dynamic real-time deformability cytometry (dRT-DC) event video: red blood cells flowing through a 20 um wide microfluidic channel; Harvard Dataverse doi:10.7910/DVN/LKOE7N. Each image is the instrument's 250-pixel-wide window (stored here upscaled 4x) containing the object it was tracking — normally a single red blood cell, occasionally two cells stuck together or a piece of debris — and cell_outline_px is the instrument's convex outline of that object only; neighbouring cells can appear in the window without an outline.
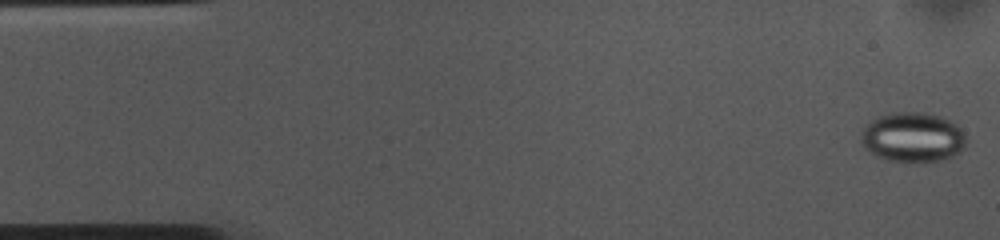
{"species": "common noctule bat (a hibernating species)", "species_latin": "Nyctalus noctula", "temperature_condition": "cold", "stored_images_in_passage": 53, "camera_frame_rate_fps": 3000, "um_per_image_px": 0.085, "animal": {"sex": "female", "body_mass_g": 10.0, "forearm_length_mm": 53.1}, "frame": {"image": 1, "passage_image": 1, "time_ms": 0.0, "image_size_px": [1000, 240], "cell_outline_px": [[968, 140], [964, 148], [960, 152], [944, 160], [924, 164], [884, 160], [876, 156], [864, 148], [860, 140], [860, 132], [864, 124], [880, 116], [892, 112], [924, 112], [940, 116], [956, 124], [964, 132]], "centroid_in_image_um": [77.58, 11.7], "position_along_channel_um": 7.4, "area_um2": 31.5}}
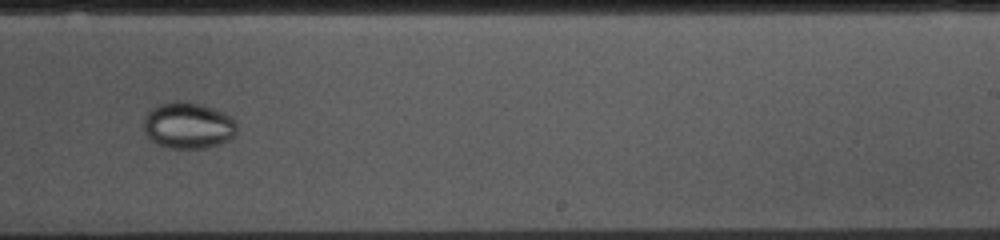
{"frame": {"image": 2, "passage_image": 32, "time_ms": 10.333, "image_size_px": [1000, 240], "cell_outline_px": [[236, 132], [228, 140], [220, 144], [204, 148], [168, 148], [156, 144], [144, 132], [144, 116], [152, 108], [160, 104], [172, 100], [180, 100], [200, 104], [212, 108], [236, 120]], "centroid_in_image_um": [15.96, 10.66], "position_along_channel_um": 273.0, "area_um2": 25.14}}
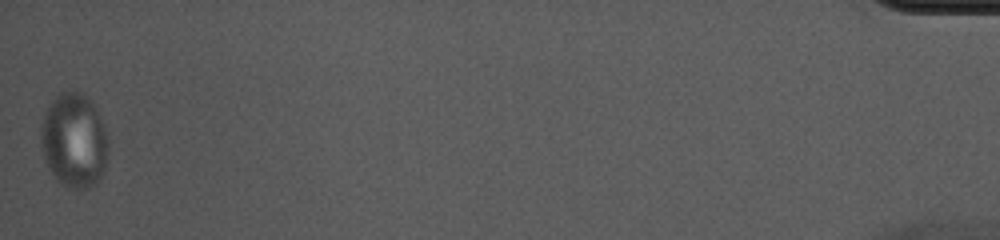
{"frame": {"image": 3, "passage_image": 53, "time_ms": 17.333, "image_size_px": [1000, 240], "cell_outline_px": [[108, 144], [104, 172], [96, 184], [88, 188], [68, 188], [60, 184], [56, 180], [48, 168], [44, 156], [40, 136], [40, 124], [48, 104], [60, 92], [80, 92], [92, 104], [104, 128], [108, 140]], "centroid_in_image_um": [6.26, 11.98], "position_along_channel_um": 428.9, "area_um2": 36.93}}